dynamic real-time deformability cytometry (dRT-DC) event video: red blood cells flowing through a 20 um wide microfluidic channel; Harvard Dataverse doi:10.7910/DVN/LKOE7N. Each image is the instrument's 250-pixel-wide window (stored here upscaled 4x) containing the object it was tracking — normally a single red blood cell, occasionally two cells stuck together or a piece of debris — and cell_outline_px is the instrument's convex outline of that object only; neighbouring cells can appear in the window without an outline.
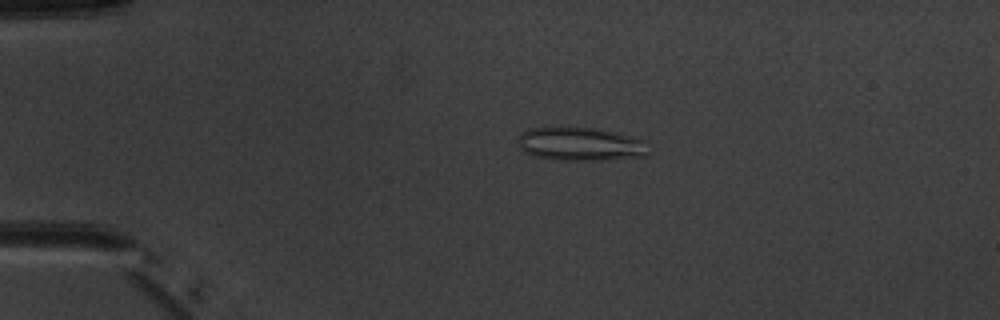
{"species": "common noctule bat (a hibernating species)", "species_latin": "Nyctalus noctula", "temperature_condition": "warm", "stored_images_in_passage": 3, "camera_frame_rate_fps": 3000, "um_per_image_px": 0.085, "animal": {"sex": "male", "body_mass_g": 20.1, "forearm_length_mm": 53.5}, "frame": {"image": 1, "passage_image": 2, "time_ms": 1.0, "image_size_px": [1000, 320], "cell_outline_px": [[652, 152], [648, 156], [604, 160], [556, 160], [532, 156], [524, 152], [520, 148], [520, 132], [528, 128], [600, 128], [648, 140]], "centroid_in_image_um": [49.46, 12.26], "position_along_channel_um": 35.5, "area_um2": 26.01}}